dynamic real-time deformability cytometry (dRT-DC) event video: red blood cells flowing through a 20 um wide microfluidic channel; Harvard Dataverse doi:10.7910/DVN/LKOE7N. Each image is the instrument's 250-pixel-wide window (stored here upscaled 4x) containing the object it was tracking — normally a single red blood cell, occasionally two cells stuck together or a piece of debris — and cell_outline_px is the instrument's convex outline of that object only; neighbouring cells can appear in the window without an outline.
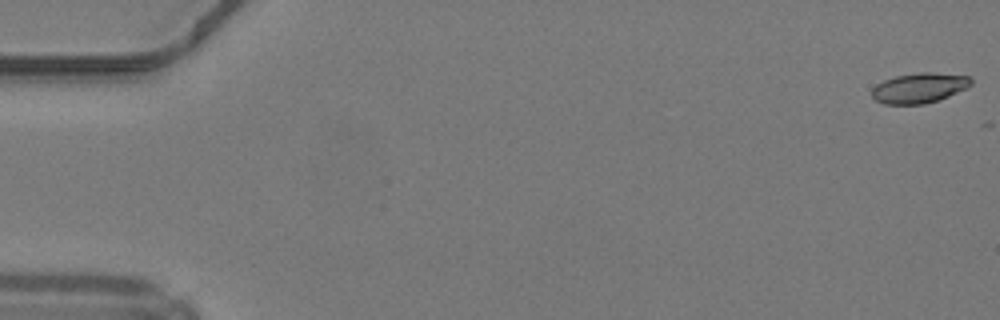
{"species": "common noctule bat (a hibernating species)", "species_latin": "Nyctalus noctula", "temperature_condition": "warm", "stored_images_in_passage": 4, "camera_frame_rate_fps": 3000, "um_per_image_px": 0.085, "animal": {"sex": "male", "body_mass_g": 19.2, "forearm_length_mm": 51.8}, "frame": {"image": 1, "passage_image": 1, "time_ms": 0.0, "image_size_px": [1000, 320], "cell_outline_px": [[972, 84], [968, 88], [940, 100], [924, 104], [884, 104], [876, 100], [872, 96], [872, 88], [876, 84], [884, 80], [896, 76], [920, 72], [932, 72], [968, 76], [972, 80]], "centroid_in_image_um": [78.16, 7.48], "position_along_channel_um": 6.8, "area_um2": 17.51}}